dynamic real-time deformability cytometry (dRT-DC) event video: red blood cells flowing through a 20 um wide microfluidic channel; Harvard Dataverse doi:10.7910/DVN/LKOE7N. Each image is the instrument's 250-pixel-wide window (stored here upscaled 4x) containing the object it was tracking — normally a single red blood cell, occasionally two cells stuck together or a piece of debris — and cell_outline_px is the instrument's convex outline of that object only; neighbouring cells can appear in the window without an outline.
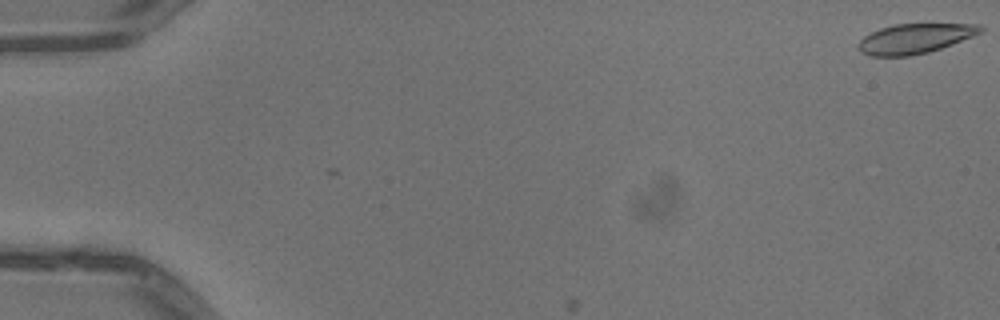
{"species": "common noctule bat (a hibernating species)", "species_latin": "Nyctalus noctula", "temperature_condition": "warm", "stored_images_in_passage": 7, "camera_frame_rate_fps": 3000, "um_per_image_px": 0.085, "animal": {"sex": "male", "body_mass_g": 13.3}, "frame": {"image": 1, "passage_image": 1, "time_ms": 0.0, "image_size_px": [1000, 320], "cell_outline_px": [[984, 28], [980, 32], [972, 36], [952, 44], [928, 52], [908, 56], [868, 56], [860, 52], [856, 44], [864, 36], [880, 28], [896, 24], [980, 24]], "centroid_in_image_um": [77.71, 3.28], "position_along_channel_um": 7.3, "area_um2": 21.1}}